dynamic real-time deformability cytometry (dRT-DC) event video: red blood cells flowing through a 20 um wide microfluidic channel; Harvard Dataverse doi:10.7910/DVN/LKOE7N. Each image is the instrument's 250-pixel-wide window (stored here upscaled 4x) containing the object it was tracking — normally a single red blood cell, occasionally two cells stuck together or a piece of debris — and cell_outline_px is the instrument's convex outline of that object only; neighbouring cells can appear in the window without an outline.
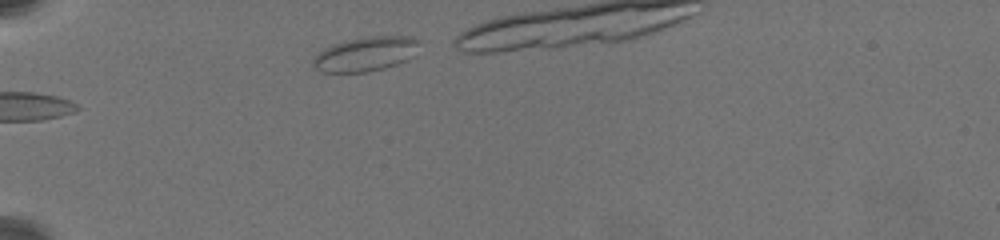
{"species": "common noctule bat (a hibernating species)", "species_latin": "Nyctalus noctula", "temperature_condition": "warm", "stored_images_in_passage": 19, "camera_frame_rate_fps": 3000, "um_per_image_px": 0.085, "animal": {"sex": "female", "body_mass_g": 19.5, "forearm_length_mm": 54.1}, "frame": {"image": 1, "passage_image": 1, "time_ms": 0.0, "image_size_px": [1000, 240], "cell_outline_px": [[420, 40], [412, 56], [408, 60], [384, 68], [368, 72], [320, 72], [312, 64], [312, 60], [324, 48], [332, 44], [344, 40], [364, 36], [412, 36]], "centroid_in_image_um": [31.06, 4.58], "position_along_channel_um": 53.9, "area_um2": 21.39}}
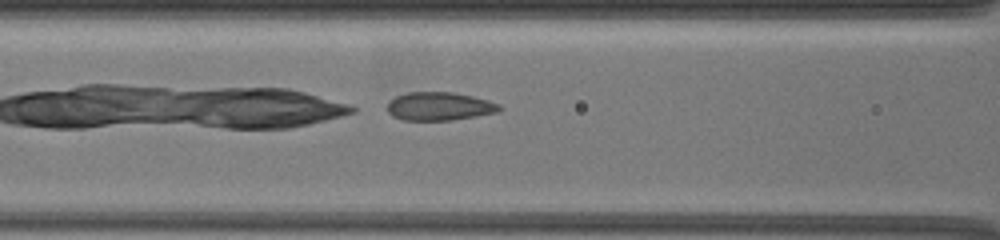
{"frame": {"image": 2, "passage_image": 9, "time_ms": 1.333, "image_size_px": [1000, 240], "cell_outline_px": [[504, 108], [500, 112], [452, 120], [404, 120], [392, 116], [388, 112], [388, 100], [396, 96], [408, 92], [452, 92], [472, 96], [488, 100], [500, 104]], "centroid_in_image_um": [37.37, 9.03], "position_along_channel_um": 129.2, "area_um2": 18.67}}
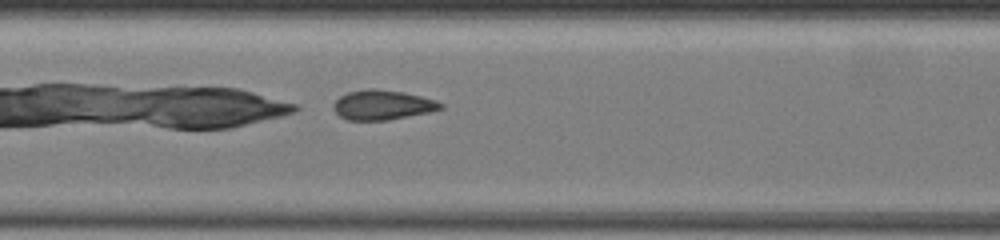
{"frame": {"image": 3, "passage_image": 16, "time_ms": 2.667, "image_size_px": [1000, 240], "cell_outline_px": [[444, 108], [428, 112], [388, 120], [348, 120], [340, 116], [332, 108], [332, 104], [340, 96], [348, 92], [368, 88], [376, 88], [404, 92], [436, 100], [444, 104]], "centroid_in_image_um": [32.5, 8.91], "position_along_channel_um": 174.9, "area_um2": 18.61}}